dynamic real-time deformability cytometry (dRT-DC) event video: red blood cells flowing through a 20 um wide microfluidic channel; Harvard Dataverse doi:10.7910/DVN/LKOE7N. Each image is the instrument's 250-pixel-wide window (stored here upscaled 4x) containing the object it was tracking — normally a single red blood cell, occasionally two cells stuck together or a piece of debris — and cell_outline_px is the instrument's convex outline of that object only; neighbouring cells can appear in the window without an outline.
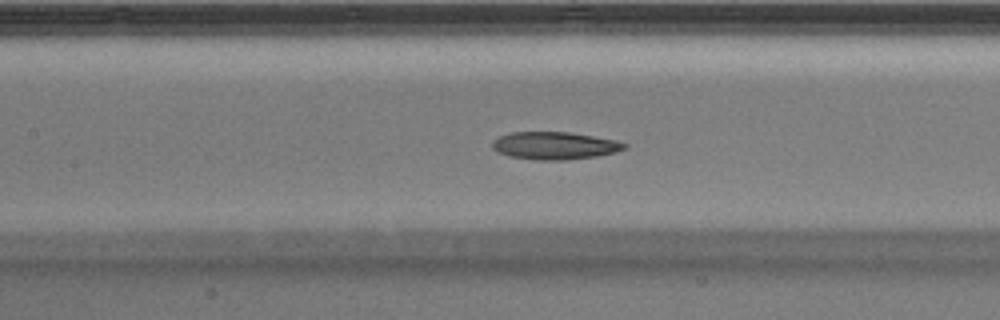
{"species": "Egyptian fruit bat (a non-hibernating species)", "species_latin": "Rousettus aegyptiacus", "temperature_condition": "warm", "stored_images_in_passage": 41, "camera_frame_rate_fps": 3000, "um_per_image_px": 0.085, "animal": {"sex": "male"}, "frame": {"image": 1, "passage_image": 18, "time_ms": 5.667, "image_size_px": [1000, 320], "cell_outline_px": [[628, 144], [624, 148], [616, 152], [596, 156], [568, 160], [536, 160], [508, 156], [496, 152], [492, 148], [492, 140], [500, 136], [512, 132], [568, 132], [616, 140]], "centroid_in_image_um": [47.11, 12.38], "position_along_channel_um": 160.3, "area_um2": 21.27}}